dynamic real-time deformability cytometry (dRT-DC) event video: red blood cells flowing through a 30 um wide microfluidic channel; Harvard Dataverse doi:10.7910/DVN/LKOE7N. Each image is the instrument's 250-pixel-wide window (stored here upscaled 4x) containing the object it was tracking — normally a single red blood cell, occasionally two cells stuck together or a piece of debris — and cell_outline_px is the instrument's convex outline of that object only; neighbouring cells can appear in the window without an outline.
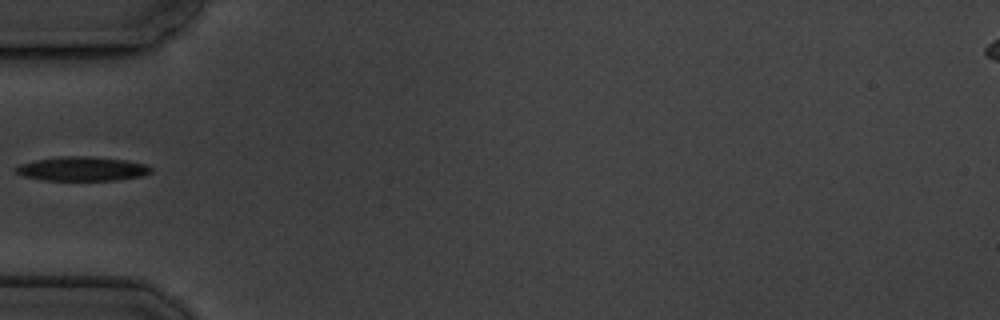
{"species": "common noctule bat (a hibernating species)", "species_latin": "Nyctalus noctula", "temperature_condition": "cold", "stored_images_in_passage": 10, "camera_frame_rate_fps": 3000, "um_per_image_px": 0.085, "animal": {"sex": "male", "body_mass_g": 19.5, "forearm_length_mm": 54.6}, "frame": {"image": 1, "passage_image": 4, "time_ms": 3.667, "image_size_px": [1000, 320], "cell_outline_px": [[152, 172], [144, 176], [116, 180], [44, 180], [24, 176], [16, 172], [12, 168], [20, 164], [36, 160], [60, 156], [88, 156], [128, 160], [148, 164], [152, 168]], "centroid_in_image_um": [7.03, 14.34], "position_along_channel_um": 78.0, "area_um2": 19.25}}
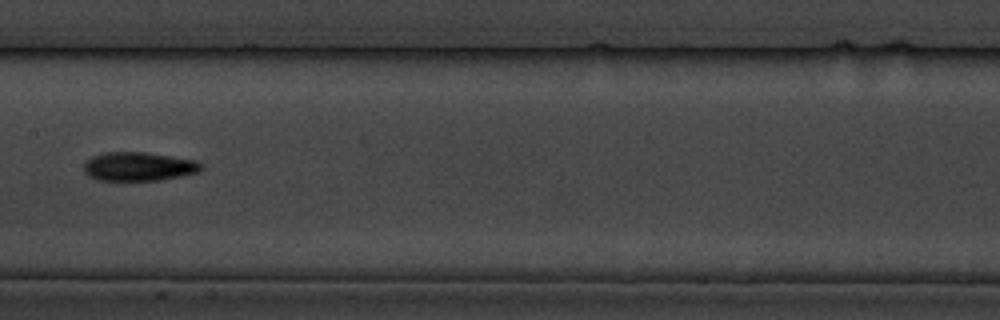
{"frame": {"image": 2, "passage_image": 7, "time_ms": 7.0, "image_size_px": [1000, 320], "cell_outline_px": [[204, 168], [200, 172], [160, 180], [100, 180], [88, 176], [84, 172], [84, 164], [92, 156], [104, 152], [144, 152], [172, 156], [196, 160], [204, 164]], "centroid_in_image_um": [11.83, 14.15], "position_along_channel_um": 195.6, "area_um2": 19.83}}
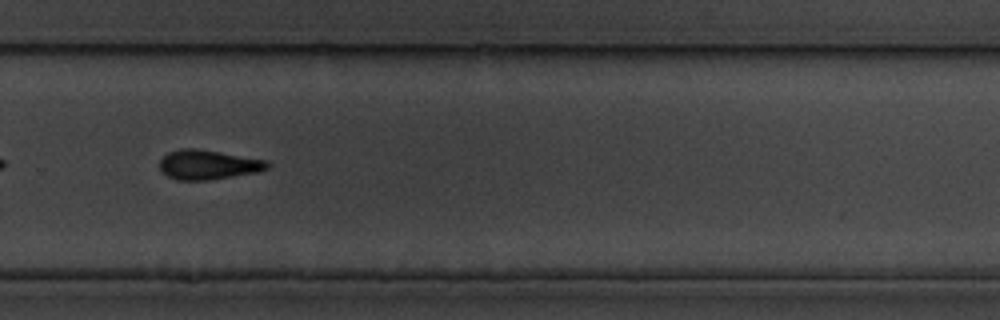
{"frame": {"image": 3, "passage_image": 10, "time_ms": 10.333, "image_size_px": [1000, 320], "cell_outline_px": [[272, 164], [268, 168], [256, 172], [208, 180], [176, 180], [168, 176], [160, 168], [160, 160], [168, 152], [180, 148], [196, 148], [268, 160]], "centroid_in_image_um": [17.7, 13.99], "position_along_channel_um": 312.1, "area_um2": 18.5}}